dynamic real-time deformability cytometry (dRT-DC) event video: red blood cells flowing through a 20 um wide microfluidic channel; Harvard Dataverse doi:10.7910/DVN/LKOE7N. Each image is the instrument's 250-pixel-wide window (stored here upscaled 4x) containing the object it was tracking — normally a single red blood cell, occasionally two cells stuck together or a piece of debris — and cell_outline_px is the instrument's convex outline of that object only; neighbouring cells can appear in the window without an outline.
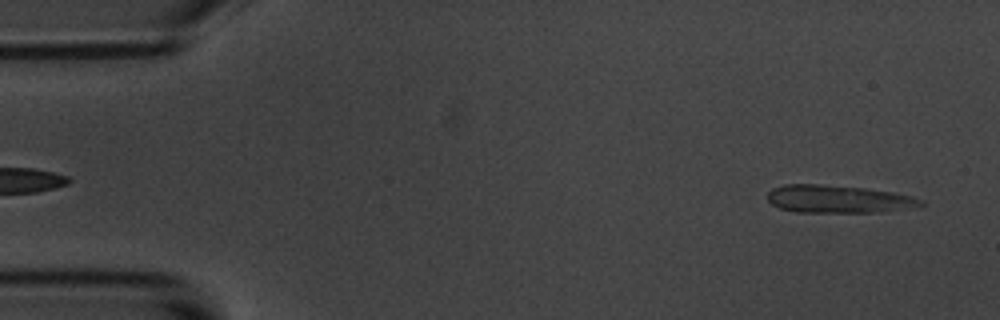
{"species": "common noctule bat (a hibernating species)", "species_latin": "Nyctalus noctula", "temperature_condition": "room temperature", "stored_images_in_passage": 5, "segment_of_instrument_passage": [2, 2], "camera_frame_rate_fps": 3000, "um_per_image_px": 0.085, "animal": {"sex": "male", "body_mass_g": 20.1, "forearm_length_mm": 53.5}, "frame": {"image": 1, "passage_image": 5, "time_ms": 4.667, "image_size_px": [1000, 320], "cell_outline_px": [[924, 204], [880, 212], [796, 212], [780, 208], [772, 204], [768, 200], [768, 192], [772, 188], [784, 184], [820, 184], [864, 188], [892, 192], [912, 196], [924, 200]], "centroid_in_image_um": [71.19, 16.91], "position_along_channel_um": 13.8, "area_um2": 24.57}}